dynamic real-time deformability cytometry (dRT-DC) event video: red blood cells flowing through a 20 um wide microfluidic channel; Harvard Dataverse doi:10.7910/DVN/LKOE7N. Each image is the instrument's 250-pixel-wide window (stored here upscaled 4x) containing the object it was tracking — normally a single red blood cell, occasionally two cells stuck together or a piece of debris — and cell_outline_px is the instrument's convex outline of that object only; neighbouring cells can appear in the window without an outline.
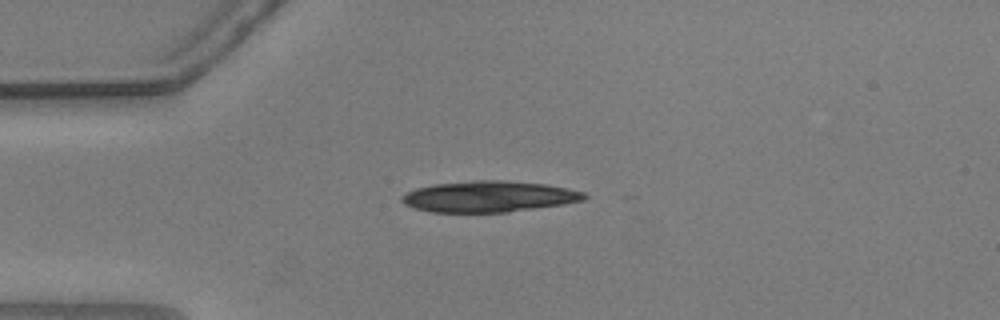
{"species": "common noctule bat (a hibernating species)", "species_latin": "Nyctalus noctula", "temperature_condition": "warm", "stored_images_in_passage": 6, "camera_frame_rate_fps": 3000, "um_per_image_px": 0.085, "animal": {"sex": "male", "body_mass_g": 20.5, "forearm_length_mm": 52.5}, "frame": {"image": 1, "passage_image": 1, "time_ms": 0.0, "image_size_px": [1000, 320], "cell_outline_px": [[588, 196], [584, 200], [564, 204], [508, 212], [432, 212], [416, 208], [404, 204], [400, 200], [400, 196], [416, 188], [432, 184], [476, 180], [500, 180], [544, 184], [568, 188], [584, 192]], "centroid_in_image_um": [41.55, 16.7], "position_along_channel_um": 43.4, "area_um2": 33.0}}